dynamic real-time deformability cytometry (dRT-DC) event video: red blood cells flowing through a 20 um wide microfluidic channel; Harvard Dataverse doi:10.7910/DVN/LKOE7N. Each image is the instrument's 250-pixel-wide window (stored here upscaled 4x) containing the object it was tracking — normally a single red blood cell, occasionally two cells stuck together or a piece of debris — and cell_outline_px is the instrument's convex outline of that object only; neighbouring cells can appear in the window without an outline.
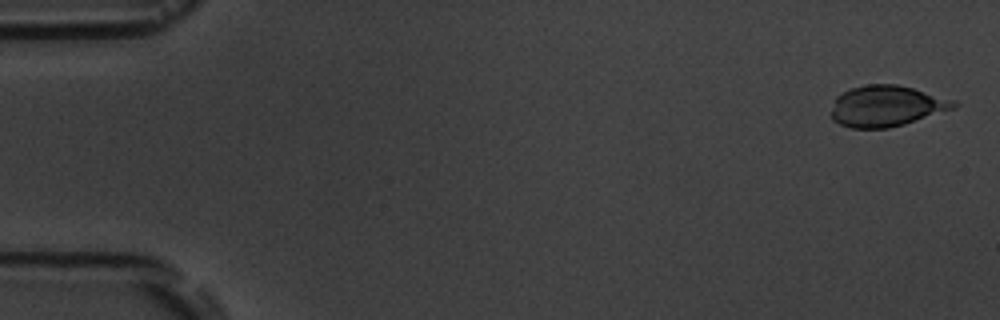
{"species": "common noctule bat (a hibernating species)", "species_latin": "Nyctalus noctula", "temperature_condition": "room temperature", "stored_images_in_passage": 5, "camera_frame_rate_fps": 3000, "um_per_image_px": 0.085, "animal": {"sex": "male", "body_mass_g": 19.5, "forearm_length_mm": 54.6}, "frame": {"image": 1, "passage_image": 1, "time_ms": 0.0, "image_size_px": [1000, 320], "cell_outline_px": [[960, 104], [956, 108], [904, 124], [888, 128], [852, 128], [840, 124], [832, 120], [832, 108], [836, 96], [852, 88], [868, 84], [896, 84], [912, 88], [956, 100]], "centroid_in_image_um": [75.38, 9.01], "position_along_channel_um": 9.6, "area_um2": 29.19}}